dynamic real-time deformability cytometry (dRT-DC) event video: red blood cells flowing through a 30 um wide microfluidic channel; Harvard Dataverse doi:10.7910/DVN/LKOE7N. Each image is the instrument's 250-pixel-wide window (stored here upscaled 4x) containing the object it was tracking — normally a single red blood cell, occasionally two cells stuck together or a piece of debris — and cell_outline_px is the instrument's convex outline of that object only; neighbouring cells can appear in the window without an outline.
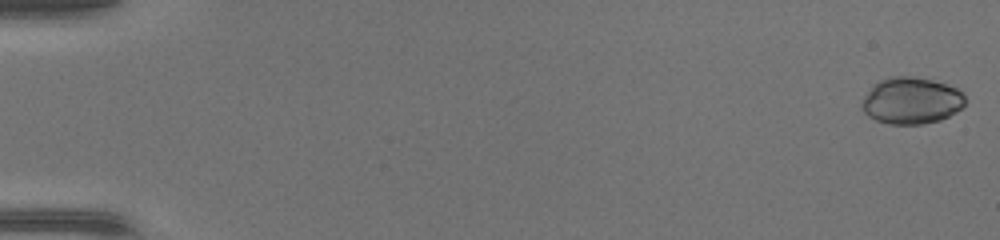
{"species": "common noctule bat (a hibernating species)", "species_latin": "Nyctalus noctula", "temperature_condition": "warm", "stored_images_in_passage": 47, "camera_frame_rate_fps": 3000, "um_per_image_px": 0.085, "animal": {"sex": "female", "body_mass_g": 17.0, "forearm_length_mm": 48.0}, "frame": {"image": 1, "passage_image": 1, "time_ms": 0.0, "image_size_px": [1000, 240], "cell_outline_px": [[964, 104], [956, 112], [940, 120], [920, 124], [888, 124], [876, 120], [868, 116], [860, 108], [860, 104], [864, 96], [872, 84], [888, 76], [912, 76], [932, 80], [956, 88], [964, 92]], "centroid_in_image_um": [77.41, 8.55], "position_along_channel_um": 7.6, "area_um2": 28.26}}
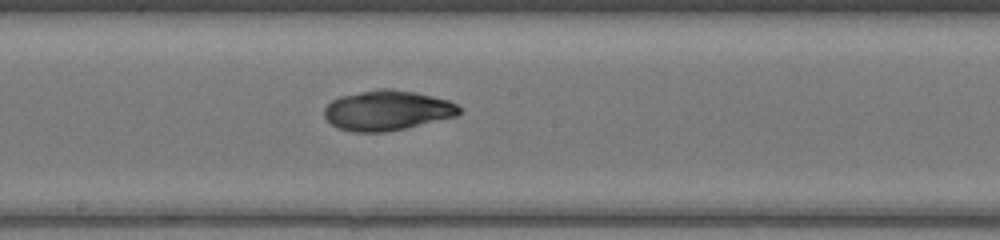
{"frame": {"image": 2, "passage_image": 27, "time_ms": 8.667, "image_size_px": [1000, 240], "cell_outline_px": [[460, 112], [456, 116], [404, 128], [384, 132], [352, 132], [340, 128], [332, 124], [324, 116], [324, 108], [332, 100], [340, 96], [376, 88], [392, 88], [416, 92], [448, 100], [456, 104], [460, 108]], "centroid_in_image_um": [32.89, 9.37], "position_along_channel_um": 215.3, "area_um2": 31.39}}
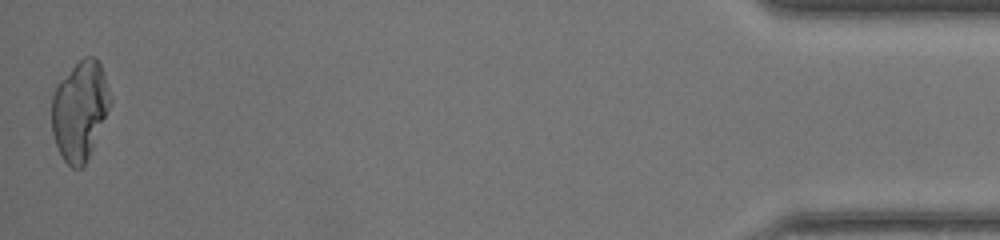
{"frame": {"image": 3, "passage_image": 47, "time_ms": 15.333, "image_size_px": [1000, 240], "cell_outline_px": [[112, 104], [92, 148], [84, 164], [80, 168], [72, 168], [64, 160], [56, 144], [52, 132], [52, 96], [56, 84], [84, 56], [92, 56], [100, 64], [104, 72], [112, 100]], "centroid_in_image_um": [6.79, 9.37], "position_along_channel_um": 428.4, "area_um2": 33.58}}